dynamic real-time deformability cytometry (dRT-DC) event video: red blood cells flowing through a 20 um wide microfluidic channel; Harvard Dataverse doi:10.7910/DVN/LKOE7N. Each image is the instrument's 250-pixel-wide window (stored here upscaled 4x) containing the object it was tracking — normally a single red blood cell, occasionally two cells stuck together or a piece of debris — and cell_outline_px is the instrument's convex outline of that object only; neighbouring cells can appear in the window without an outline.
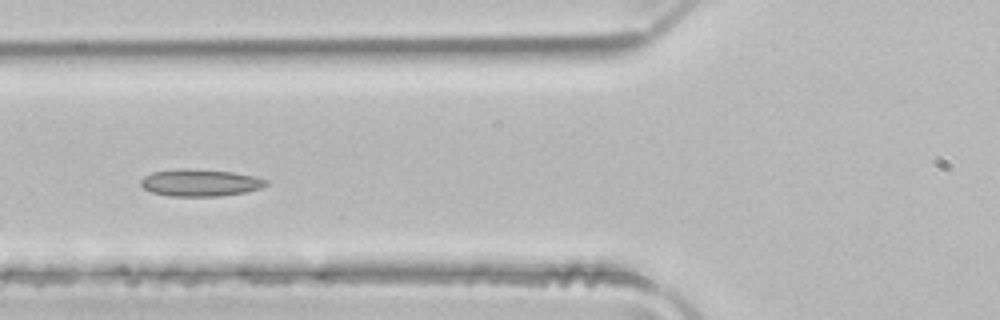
{"species": "common noctule bat (a hibernating species)", "species_latin": "Nyctalus noctula", "temperature_condition": "room temperature", "stored_images_in_passage": 4, "camera_frame_rate_fps": 3000, "um_per_image_px": 0.085, "animal": {"sex": "male", "body_mass_g": 21.5, "forearm_length_mm": 52.0}, "frame": {"image": 1, "passage_image": 4, "time_ms": 1.0, "image_size_px": [1000, 320], "cell_outline_px": [[268, 184], [260, 188], [248, 192], [220, 196], [168, 196], [152, 192], [144, 188], [140, 184], [140, 180], [144, 176], [152, 172], [180, 168], [184, 168], [232, 172], [252, 176], [268, 180]], "centroid_in_image_um": [17.0, 15.53], "position_along_channel_um": 108.8, "area_um2": 19.77}}